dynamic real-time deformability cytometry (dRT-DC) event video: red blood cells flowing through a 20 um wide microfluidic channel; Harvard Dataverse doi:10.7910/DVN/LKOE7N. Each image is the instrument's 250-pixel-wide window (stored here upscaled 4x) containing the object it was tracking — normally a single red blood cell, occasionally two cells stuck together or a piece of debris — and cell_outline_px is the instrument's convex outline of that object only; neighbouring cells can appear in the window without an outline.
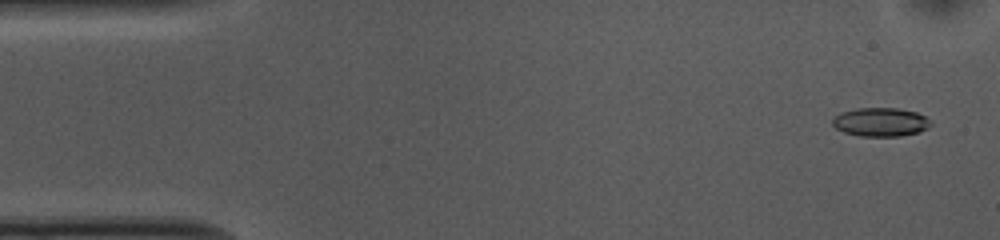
{"species": "common noctule bat (a hibernating species)", "species_latin": "Nyctalus noctula", "temperature_condition": "cold", "stored_images_in_passage": 54, "camera_frame_rate_fps": 3000, "um_per_image_px": 0.085, "animal": {"sex": "female", "body_mass_g": 10.0, "forearm_length_mm": 53.1}, "frame": {"image": 1, "passage_image": 3, "time_ms": 0.667, "image_size_px": [1000, 240], "cell_outline_px": [[932, 124], [928, 128], [920, 132], [900, 136], [860, 136], [844, 132], [836, 128], [832, 124], [832, 120], [840, 112], [856, 108], [896, 108], [916, 112], [932, 120]], "centroid_in_image_um": [74.87, 10.37], "position_along_channel_um": 10.1, "area_um2": 16.53}}
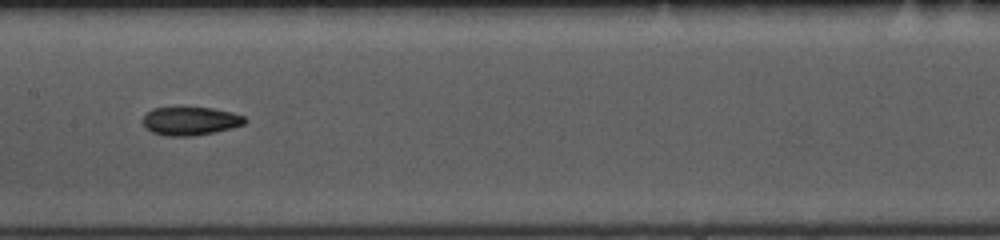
{"frame": {"image": 2, "passage_image": 26, "time_ms": 8.333, "image_size_px": [1000, 240], "cell_outline_px": [[248, 120], [244, 124], [232, 128], [192, 136], [164, 136], [152, 132], [144, 128], [140, 120], [152, 108], [212, 108], [232, 112], [244, 116]], "centroid_in_image_um": [16.15, 10.29], "position_along_channel_um": 191.3, "area_um2": 16.94}}
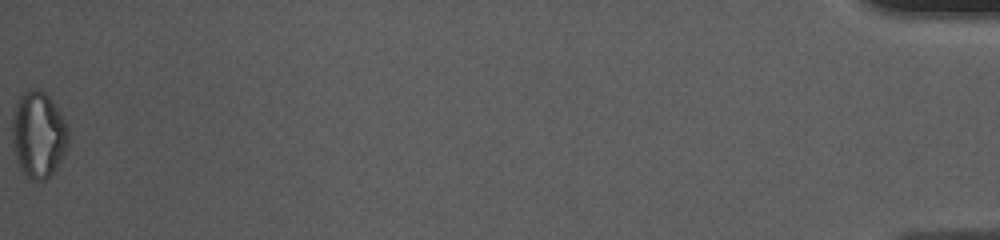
{"frame": {"image": 3, "passage_image": 54, "time_ms": 17.667, "image_size_px": [1000, 240], "cell_outline_px": [[68, 148], [56, 168], [44, 180], [32, 180], [16, 164], [12, 148], [12, 120], [16, 100], [20, 92], [28, 88], [36, 88], [44, 92], [52, 100], [60, 112], [68, 128]], "centroid_in_image_um": [3.23, 11.41], "position_along_channel_um": 432.0, "area_um2": 28.73}, "authors_computed_cell_mechanics": {"area_um2": 16.9643, "velocity_mm_per_s": 3.7075, "shape_relaxation_time_tau1_ms": 4.9553, "shape_relaxation_time_tau2_ms": 3.4996, "deformation_change_tau1": 0.1364, "deformation_change_tau2": 0.082}}